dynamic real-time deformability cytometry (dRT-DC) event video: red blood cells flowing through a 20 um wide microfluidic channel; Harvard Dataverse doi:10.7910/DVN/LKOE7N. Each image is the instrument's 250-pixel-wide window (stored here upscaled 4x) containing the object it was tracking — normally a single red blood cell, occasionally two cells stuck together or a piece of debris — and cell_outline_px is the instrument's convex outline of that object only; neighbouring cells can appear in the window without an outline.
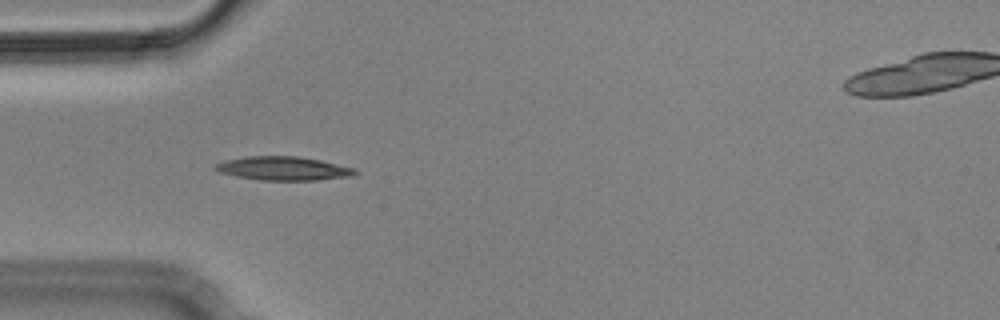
{"species": "Egyptian fruit bat (a non-hibernating species)", "species_latin": "Rousettus aegyptiacus", "temperature_condition": "cold", "stored_images_in_passage": 6, "camera_frame_rate_fps": 3000, "um_per_image_px": 0.085, "animal": {"sex": "male"}, "frame": {"image": 1, "passage_image": 5, "time_ms": 1.333, "image_size_px": [1000, 320], "cell_outline_px": [[356, 172], [348, 176], [316, 180], [260, 180], [236, 176], [220, 172], [212, 168], [216, 164], [224, 160], [244, 156], [296, 156], [320, 160], [356, 168]], "centroid_in_image_um": [24.03, 14.31], "position_along_channel_um": 61.0, "area_um2": 19.19}}